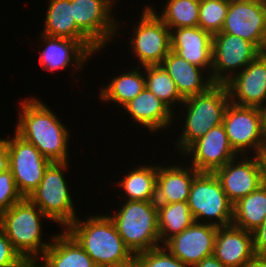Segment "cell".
Masks as SVG:
<instances>
[{
  "label": "cell",
  "mask_w": 266,
  "mask_h": 267,
  "mask_svg": "<svg viewBox=\"0 0 266 267\" xmlns=\"http://www.w3.org/2000/svg\"><path fill=\"white\" fill-rule=\"evenodd\" d=\"M217 229L210 224L193 222L164 246L184 264L194 267L204 258L213 255Z\"/></svg>",
  "instance_id": "17"
},
{
  "label": "cell",
  "mask_w": 266,
  "mask_h": 267,
  "mask_svg": "<svg viewBox=\"0 0 266 267\" xmlns=\"http://www.w3.org/2000/svg\"><path fill=\"white\" fill-rule=\"evenodd\" d=\"M23 199L19 193L10 169L0 173V213L8 210Z\"/></svg>",
  "instance_id": "34"
},
{
  "label": "cell",
  "mask_w": 266,
  "mask_h": 267,
  "mask_svg": "<svg viewBox=\"0 0 266 267\" xmlns=\"http://www.w3.org/2000/svg\"><path fill=\"white\" fill-rule=\"evenodd\" d=\"M43 34L79 41L92 55L101 50L75 23L70 0H49Z\"/></svg>",
  "instance_id": "23"
},
{
  "label": "cell",
  "mask_w": 266,
  "mask_h": 267,
  "mask_svg": "<svg viewBox=\"0 0 266 267\" xmlns=\"http://www.w3.org/2000/svg\"><path fill=\"white\" fill-rule=\"evenodd\" d=\"M161 66L173 79L183 99L202 94L214 85L210 71L206 72L203 68L187 62L172 50L164 58ZM205 72L206 75H204Z\"/></svg>",
  "instance_id": "24"
},
{
  "label": "cell",
  "mask_w": 266,
  "mask_h": 267,
  "mask_svg": "<svg viewBox=\"0 0 266 267\" xmlns=\"http://www.w3.org/2000/svg\"><path fill=\"white\" fill-rule=\"evenodd\" d=\"M8 143L9 138H0V173L9 169Z\"/></svg>",
  "instance_id": "37"
},
{
  "label": "cell",
  "mask_w": 266,
  "mask_h": 267,
  "mask_svg": "<svg viewBox=\"0 0 266 267\" xmlns=\"http://www.w3.org/2000/svg\"><path fill=\"white\" fill-rule=\"evenodd\" d=\"M266 218V181L233 204L232 224L253 232Z\"/></svg>",
  "instance_id": "27"
},
{
  "label": "cell",
  "mask_w": 266,
  "mask_h": 267,
  "mask_svg": "<svg viewBox=\"0 0 266 267\" xmlns=\"http://www.w3.org/2000/svg\"><path fill=\"white\" fill-rule=\"evenodd\" d=\"M38 260L44 267H97L65 229L53 234L50 246Z\"/></svg>",
  "instance_id": "25"
},
{
  "label": "cell",
  "mask_w": 266,
  "mask_h": 267,
  "mask_svg": "<svg viewBox=\"0 0 266 267\" xmlns=\"http://www.w3.org/2000/svg\"><path fill=\"white\" fill-rule=\"evenodd\" d=\"M225 85L231 103L257 108L263 105L266 101V52H261Z\"/></svg>",
  "instance_id": "16"
},
{
  "label": "cell",
  "mask_w": 266,
  "mask_h": 267,
  "mask_svg": "<svg viewBox=\"0 0 266 267\" xmlns=\"http://www.w3.org/2000/svg\"><path fill=\"white\" fill-rule=\"evenodd\" d=\"M194 267H227L223 265L214 255L204 258Z\"/></svg>",
  "instance_id": "38"
},
{
  "label": "cell",
  "mask_w": 266,
  "mask_h": 267,
  "mask_svg": "<svg viewBox=\"0 0 266 267\" xmlns=\"http://www.w3.org/2000/svg\"><path fill=\"white\" fill-rule=\"evenodd\" d=\"M253 246L256 255H266V218L253 232Z\"/></svg>",
  "instance_id": "36"
},
{
  "label": "cell",
  "mask_w": 266,
  "mask_h": 267,
  "mask_svg": "<svg viewBox=\"0 0 266 267\" xmlns=\"http://www.w3.org/2000/svg\"><path fill=\"white\" fill-rule=\"evenodd\" d=\"M9 169L19 193L23 198L39 186L45 169L51 163L31 143L22 139L16 133L8 143Z\"/></svg>",
  "instance_id": "14"
},
{
  "label": "cell",
  "mask_w": 266,
  "mask_h": 267,
  "mask_svg": "<svg viewBox=\"0 0 266 267\" xmlns=\"http://www.w3.org/2000/svg\"><path fill=\"white\" fill-rule=\"evenodd\" d=\"M243 267H266V255H255Z\"/></svg>",
  "instance_id": "39"
},
{
  "label": "cell",
  "mask_w": 266,
  "mask_h": 267,
  "mask_svg": "<svg viewBox=\"0 0 266 267\" xmlns=\"http://www.w3.org/2000/svg\"><path fill=\"white\" fill-rule=\"evenodd\" d=\"M188 206L194 222L216 227L232 224L233 204L228 200L220 181L214 173L200 172L194 178Z\"/></svg>",
  "instance_id": "7"
},
{
  "label": "cell",
  "mask_w": 266,
  "mask_h": 267,
  "mask_svg": "<svg viewBox=\"0 0 266 267\" xmlns=\"http://www.w3.org/2000/svg\"><path fill=\"white\" fill-rule=\"evenodd\" d=\"M142 14L134 32L130 37L131 52L139 61L138 66L161 65L164 58L171 51L170 29L147 6L144 5Z\"/></svg>",
  "instance_id": "8"
},
{
  "label": "cell",
  "mask_w": 266,
  "mask_h": 267,
  "mask_svg": "<svg viewBox=\"0 0 266 267\" xmlns=\"http://www.w3.org/2000/svg\"><path fill=\"white\" fill-rule=\"evenodd\" d=\"M109 217L125 245L136 255L159 247L157 204L155 201L125 200ZM115 214V215H114Z\"/></svg>",
  "instance_id": "5"
},
{
  "label": "cell",
  "mask_w": 266,
  "mask_h": 267,
  "mask_svg": "<svg viewBox=\"0 0 266 267\" xmlns=\"http://www.w3.org/2000/svg\"><path fill=\"white\" fill-rule=\"evenodd\" d=\"M76 25L100 48L118 37L119 20L114 19V0H70ZM113 8V11H112ZM117 35V36H115Z\"/></svg>",
  "instance_id": "12"
},
{
  "label": "cell",
  "mask_w": 266,
  "mask_h": 267,
  "mask_svg": "<svg viewBox=\"0 0 266 267\" xmlns=\"http://www.w3.org/2000/svg\"><path fill=\"white\" fill-rule=\"evenodd\" d=\"M143 68V70H141ZM135 66V69L125 71L111 78L110 83L99 91V97L106 103L114 102L123 107L134 99L145 88L144 67ZM108 101V102H107Z\"/></svg>",
  "instance_id": "26"
},
{
  "label": "cell",
  "mask_w": 266,
  "mask_h": 267,
  "mask_svg": "<svg viewBox=\"0 0 266 267\" xmlns=\"http://www.w3.org/2000/svg\"><path fill=\"white\" fill-rule=\"evenodd\" d=\"M39 38L42 39L41 44L43 43L45 47L41 48L38 61L42 69L49 73L60 69L69 68L70 70L71 63L75 66L74 72L77 69L82 70L87 60L92 57V54L77 40L48 36L43 33Z\"/></svg>",
  "instance_id": "18"
},
{
  "label": "cell",
  "mask_w": 266,
  "mask_h": 267,
  "mask_svg": "<svg viewBox=\"0 0 266 267\" xmlns=\"http://www.w3.org/2000/svg\"><path fill=\"white\" fill-rule=\"evenodd\" d=\"M134 267H190L175 257L164 245L135 255Z\"/></svg>",
  "instance_id": "33"
},
{
  "label": "cell",
  "mask_w": 266,
  "mask_h": 267,
  "mask_svg": "<svg viewBox=\"0 0 266 267\" xmlns=\"http://www.w3.org/2000/svg\"><path fill=\"white\" fill-rule=\"evenodd\" d=\"M19 267H44L39 260H24Z\"/></svg>",
  "instance_id": "41"
},
{
  "label": "cell",
  "mask_w": 266,
  "mask_h": 267,
  "mask_svg": "<svg viewBox=\"0 0 266 267\" xmlns=\"http://www.w3.org/2000/svg\"><path fill=\"white\" fill-rule=\"evenodd\" d=\"M262 51L252 42L241 37L219 32L212 36L211 80L225 84L241 72Z\"/></svg>",
  "instance_id": "10"
},
{
  "label": "cell",
  "mask_w": 266,
  "mask_h": 267,
  "mask_svg": "<svg viewBox=\"0 0 266 267\" xmlns=\"http://www.w3.org/2000/svg\"><path fill=\"white\" fill-rule=\"evenodd\" d=\"M40 100L35 96L20 100L15 133L33 144L50 162H68L69 129Z\"/></svg>",
  "instance_id": "1"
},
{
  "label": "cell",
  "mask_w": 266,
  "mask_h": 267,
  "mask_svg": "<svg viewBox=\"0 0 266 267\" xmlns=\"http://www.w3.org/2000/svg\"><path fill=\"white\" fill-rule=\"evenodd\" d=\"M122 108L126 114L129 113L131 120L133 118L136 124L145 127L154 134L156 131L168 129L170 123L174 121L173 116L176 114L146 87Z\"/></svg>",
  "instance_id": "21"
},
{
  "label": "cell",
  "mask_w": 266,
  "mask_h": 267,
  "mask_svg": "<svg viewBox=\"0 0 266 267\" xmlns=\"http://www.w3.org/2000/svg\"><path fill=\"white\" fill-rule=\"evenodd\" d=\"M230 103L225 84H214L206 92L184 99L182 117L184 124L179 139L174 143L178 153H183L193 142L204 136L211 128L223 122L225 110ZM187 108V109H186Z\"/></svg>",
  "instance_id": "4"
},
{
  "label": "cell",
  "mask_w": 266,
  "mask_h": 267,
  "mask_svg": "<svg viewBox=\"0 0 266 267\" xmlns=\"http://www.w3.org/2000/svg\"><path fill=\"white\" fill-rule=\"evenodd\" d=\"M45 218L50 220L28 198L0 213L1 228L24 260H38L50 246L53 236L49 237L50 242L43 243L42 223Z\"/></svg>",
  "instance_id": "3"
},
{
  "label": "cell",
  "mask_w": 266,
  "mask_h": 267,
  "mask_svg": "<svg viewBox=\"0 0 266 267\" xmlns=\"http://www.w3.org/2000/svg\"><path fill=\"white\" fill-rule=\"evenodd\" d=\"M171 50L187 62L211 71L212 35L197 27L170 30Z\"/></svg>",
  "instance_id": "19"
},
{
  "label": "cell",
  "mask_w": 266,
  "mask_h": 267,
  "mask_svg": "<svg viewBox=\"0 0 266 267\" xmlns=\"http://www.w3.org/2000/svg\"><path fill=\"white\" fill-rule=\"evenodd\" d=\"M23 261L0 226V267H19Z\"/></svg>",
  "instance_id": "35"
},
{
  "label": "cell",
  "mask_w": 266,
  "mask_h": 267,
  "mask_svg": "<svg viewBox=\"0 0 266 267\" xmlns=\"http://www.w3.org/2000/svg\"><path fill=\"white\" fill-rule=\"evenodd\" d=\"M181 155L191 159L189 164L198 172L213 173L227 162L238 157L229 144L223 124L211 128L193 142ZM191 156V157H190Z\"/></svg>",
  "instance_id": "15"
},
{
  "label": "cell",
  "mask_w": 266,
  "mask_h": 267,
  "mask_svg": "<svg viewBox=\"0 0 266 267\" xmlns=\"http://www.w3.org/2000/svg\"><path fill=\"white\" fill-rule=\"evenodd\" d=\"M221 32L241 37L266 52V1L229 0Z\"/></svg>",
  "instance_id": "13"
},
{
  "label": "cell",
  "mask_w": 266,
  "mask_h": 267,
  "mask_svg": "<svg viewBox=\"0 0 266 267\" xmlns=\"http://www.w3.org/2000/svg\"><path fill=\"white\" fill-rule=\"evenodd\" d=\"M65 230L92 258L97 267H134L135 255L125 245L109 215L78 217Z\"/></svg>",
  "instance_id": "2"
},
{
  "label": "cell",
  "mask_w": 266,
  "mask_h": 267,
  "mask_svg": "<svg viewBox=\"0 0 266 267\" xmlns=\"http://www.w3.org/2000/svg\"><path fill=\"white\" fill-rule=\"evenodd\" d=\"M69 167V161L51 162L45 169L39 186L28 197L50 222L58 223L64 229L78 217L74 207L75 200L64 176L65 170Z\"/></svg>",
  "instance_id": "6"
},
{
  "label": "cell",
  "mask_w": 266,
  "mask_h": 267,
  "mask_svg": "<svg viewBox=\"0 0 266 267\" xmlns=\"http://www.w3.org/2000/svg\"><path fill=\"white\" fill-rule=\"evenodd\" d=\"M198 0H167L166 6L159 14L154 7H148L164 22L171 30L181 27H197L199 21ZM158 12V13H157Z\"/></svg>",
  "instance_id": "30"
},
{
  "label": "cell",
  "mask_w": 266,
  "mask_h": 267,
  "mask_svg": "<svg viewBox=\"0 0 266 267\" xmlns=\"http://www.w3.org/2000/svg\"><path fill=\"white\" fill-rule=\"evenodd\" d=\"M144 76L145 87L172 110L175 108L177 103L178 105L179 103L182 105L184 99L177 91L173 79L161 65L145 66Z\"/></svg>",
  "instance_id": "31"
},
{
  "label": "cell",
  "mask_w": 266,
  "mask_h": 267,
  "mask_svg": "<svg viewBox=\"0 0 266 267\" xmlns=\"http://www.w3.org/2000/svg\"><path fill=\"white\" fill-rule=\"evenodd\" d=\"M213 173L228 200L235 204L266 181V156L239 155Z\"/></svg>",
  "instance_id": "11"
},
{
  "label": "cell",
  "mask_w": 266,
  "mask_h": 267,
  "mask_svg": "<svg viewBox=\"0 0 266 267\" xmlns=\"http://www.w3.org/2000/svg\"><path fill=\"white\" fill-rule=\"evenodd\" d=\"M158 166L141 165L132 168L117 182L126 200L155 201Z\"/></svg>",
  "instance_id": "28"
},
{
  "label": "cell",
  "mask_w": 266,
  "mask_h": 267,
  "mask_svg": "<svg viewBox=\"0 0 266 267\" xmlns=\"http://www.w3.org/2000/svg\"><path fill=\"white\" fill-rule=\"evenodd\" d=\"M213 255L227 267H243L256 255L252 232L233 224L218 227Z\"/></svg>",
  "instance_id": "20"
},
{
  "label": "cell",
  "mask_w": 266,
  "mask_h": 267,
  "mask_svg": "<svg viewBox=\"0 0 266 267\" xmlns=\"http://www.w3.org/2000/svg\"><path fill=\"white\" fill-rule=\"evenodd\" d=\"M229 8V0L201 1L198 26L212 36L221 32Z\"/></svg>",
  "instance_id": "32"
},
{
  "label": "cell",
  "mask_w": 266,
  "mask_h": 267,
  "mask_svg": "<svg viewBox=\"0 0 266 267\" xmlns=\"http://www.w3.org/2000/svg\"><path fill=\"white\" fill-rule=\"evenodd\" d=\"M157 220L160 245H164L194 222L188 202L157 204Z\"/></svg>",
  "instance_id": "29"
},
{
  "label": "cell",
  "mask_w": 266,
  "mask_h": 267,
  "mask_svg": "<svg viewBox=\"0 0 266 267\" xmlns=\"http://www.w3.org/2000/svg\"><path fill=\"white\" fill-rule=\"evenodd\" d=\"M158 165L156 177V204L188 202L194 178L200 173L191 165Z\"/></svg>",
  "instance_id": "22"
},
{
  "label": "cell",
  "mask_w": 266,
  "mask_h": 267,
  "mask_svg": "<svg viewBox=\"0 0 266 267\" xmlns=\"http://www.w3.org/2000/svg\"><path fill=\"white\" fill-rule=\"evenodd\" d=\"M260 113L261 132L266 141V101L263 105L258 107Z\"/></svg>",
  "instance_id": "40"
},
{
  "label": "cell",
  "mask_w": 266,
  "mask_h": 267,
  "mask_svg": "<svg viewBox=\"0 0 266 267\" xmlns=\"http://www.w3.org/2000/svg\"><path fill=\"white\" fill-rule=\"evenodd\" d=\"M222 124L229 144L238 156L246 153L251 156L252 150L254 155L266 156V141L261 132L257 107L240 106L230 102Z\"/></svg>",
  "instance_id": "9"
}]
</instances>
